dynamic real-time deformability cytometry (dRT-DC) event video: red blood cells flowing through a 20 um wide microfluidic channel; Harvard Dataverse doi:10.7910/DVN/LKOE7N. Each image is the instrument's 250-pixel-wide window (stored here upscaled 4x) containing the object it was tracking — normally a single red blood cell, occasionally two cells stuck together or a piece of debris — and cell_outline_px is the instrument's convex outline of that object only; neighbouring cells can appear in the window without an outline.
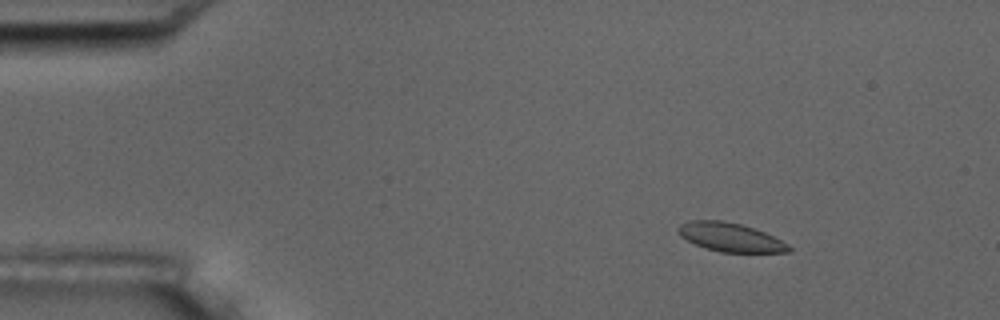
{"species": "common noctule bat (a hibernating species)", "species_latin": "Nyctalus noctula", "temperature_condition": "room temperature", "stored_images_in_passage": 8, "camera_frame_rate_fps": 3000, "um_per_image_px": 0.085, "animal": {"sex": "male", "body_mass_g": 17.5, "forearm_length_mm": 52.3}, "frame": {"image": 1, "passage_image": 3, "time_ms": 2.333, "image_size_px": [1000, 320], "cell_outline_px": [[792, 252], [720, 252], [696, 244], [680, 236], [676, 228], [680, 224], [692, 220], [720, 220], [740, 224], [764, 232], [788, 244], [792, 248]], "centroid_in_image_um": [62.07, 20.16], "position_along_channel_um": 22.9, "area_um2": 18.26}}
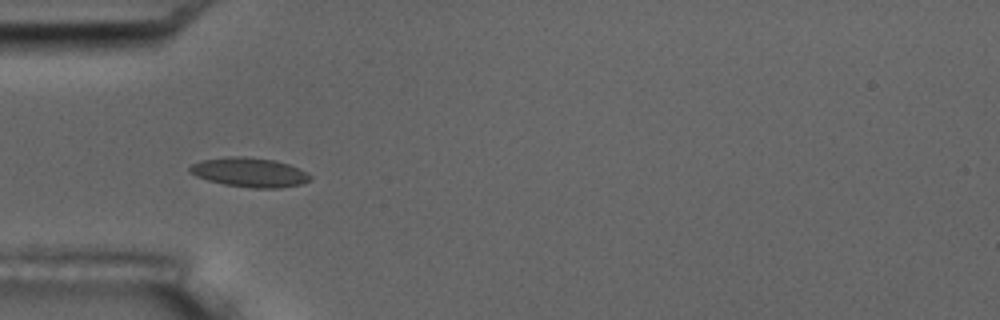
{"frame": {"image": 2, "passage_image": 6, "time_ms": 5.667, "image_size_px": [1000, 320], "cell_outline_px": [[312, 180], [300, 184], [280, 188], [252, 188], [224, 184], [208, 180], [196, 176], [188, 172], [188, 168], [192, 164], [200, 160], [224, 156], [244, 156], [272, 160], [288, 164], [308, 172], [312, 176]], "centroid_in_image_um": [21.19, 14.64], "position_along_channel_um": 63.8, "area_um2": 20.75}}